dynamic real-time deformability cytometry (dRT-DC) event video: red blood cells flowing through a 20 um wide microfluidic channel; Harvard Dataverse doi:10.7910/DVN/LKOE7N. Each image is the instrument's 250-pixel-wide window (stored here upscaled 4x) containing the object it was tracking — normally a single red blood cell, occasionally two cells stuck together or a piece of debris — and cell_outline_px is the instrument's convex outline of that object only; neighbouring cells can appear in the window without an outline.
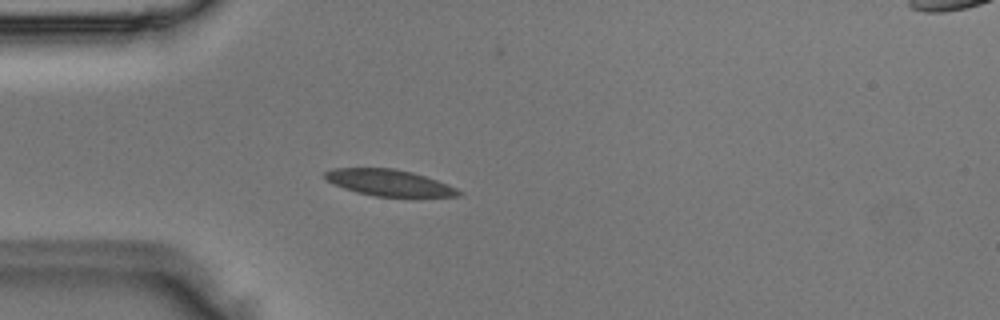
{"species": "Egyptian fruit bat (a non-hibernating species)", "species_latin": "Rousettus aegyptiacus", "temperature_condition": "room temperature", "stored_images_in_passage": 48, "camera_frame_rate_fps": 3000, "um_per_image_px": 0.085, "animal": {"sex": "male"}, "frame": {"image": 1, "passage_image": 13, "time_ms": 4.0, "image_size_px": [1000, 320], "cell_outline_px": [[464, 192], [460, 196], [420, 200], [416, 200], [376, 196], [356, 192], [332, 184], [324, 176], [324, 172], [332, 168], [396, 168], [412, 172], [448, 184]], "centroid_in_image_um": [33.2, 15.59], "position_along_channel_um": 51.8, "area_um2": 21.68}}
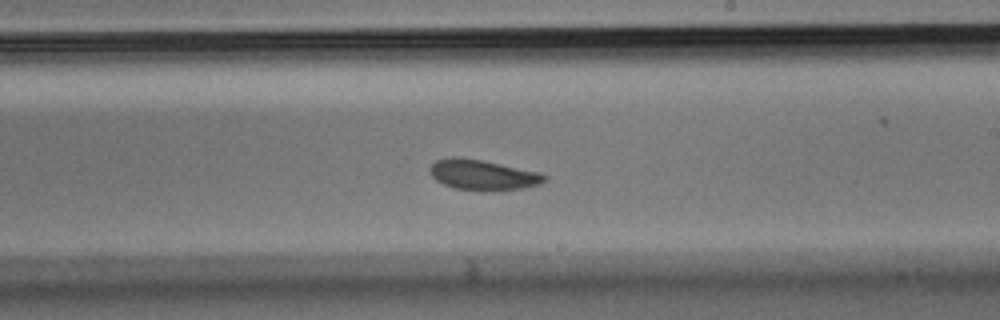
{"frame": {"image": 2, "passage_image": 28, "time_ms": 9.0, "image_size_px": [1000, 320], "cell_outline_px": [[548, 180], [540, 184], [524, 188], [492, 192], [484, 192], [452, 188], [436, 180], [432, 176], [428, 168], [436, 160], [452, 156], [456, 156], [480, 160], [540, 172], [548, 176]], "centroid_in_image_um": [41.05, 14.89], "position_along_channel_um": 247.9, "area_um2": 20.69}}
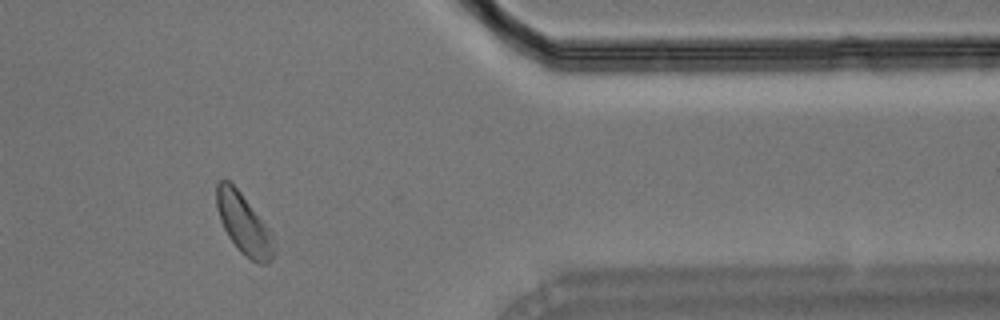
{"frame": {"image": 3, "passage_image": 40, "time_ms": 13.0, "image_size_px": [1000, 320], "cell_outline_px": [[276, 248], [272, 260], [268, 264], [260, 264], [244, 256], [240, 252], [228, 236], [220, 220], [216, 208], [216, 184], [224, 176], [240, 192], [272, 232]], "centroid_in_image_um": [20.73, 19.06], "position_along_channel_um": 390.7, "area_um2": 20.46}}